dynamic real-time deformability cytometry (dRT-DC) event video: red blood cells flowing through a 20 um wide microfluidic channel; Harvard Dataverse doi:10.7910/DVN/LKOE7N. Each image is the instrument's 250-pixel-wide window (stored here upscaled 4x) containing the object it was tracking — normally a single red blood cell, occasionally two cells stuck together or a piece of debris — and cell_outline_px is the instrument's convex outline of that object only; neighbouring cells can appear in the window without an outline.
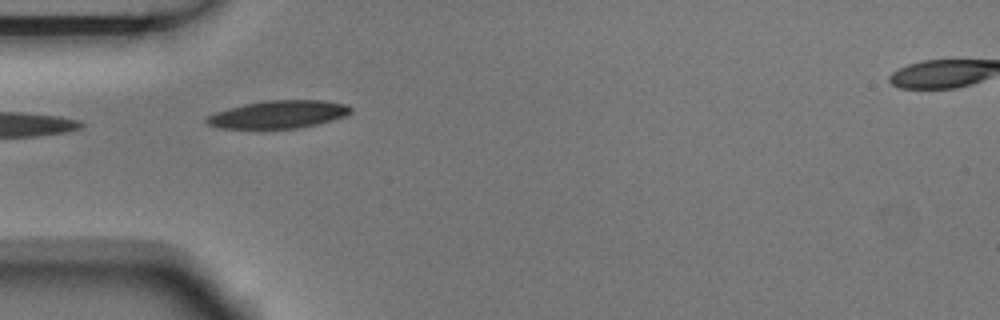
{"species": "Egyptian fruit bat (a non-hibernating species)", "species_latin": "Rousettus aegyptiacus", "temperature_condition": "room temperature", "stored_images_in_passage": 9, "camera_frame_rate_fps": 3000, "um_per_image_px": 0.085, "animal": {"sex": "male"}, "frame": {"image": 1, "passage_image": 3, "time_ms": 0.667, "image_size_px": [1000, 320], "cell_outline_px": [[352, 112], [344, 116], [332, 120], [316, 124], [296, 128], [220, 128], [208, 124], [204, 120], [208, 116], [216, 112], [228, 108], [244, 104], [264, 100], [324, 100], [344, 104], [352, 108]], "centroid_in_image_um": [23.66, 9.71], "position_along_channel_um": 61.3, "area_um2": 23.12}}
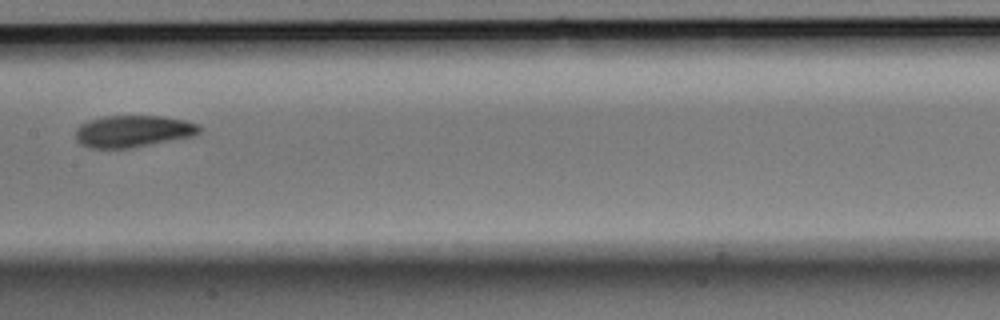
{"frame": {"image": 2, "passage_image": 6, "time_ms": 1.667, "image_size_px": [1000, 320], "cell_outline_px": [[200, 132], [196, 136], [128, 148], [88, 148], [80, 144], [76, 140], [76, 128], [80, 124], [88, 120], [104, 116], [164, 116], [184, 120], [196, 124], [200, 128]], "centroid_in_image_um": [11.28, 11.15], "position_along_channel_um": 196.1, "area_um2": 23.06}}
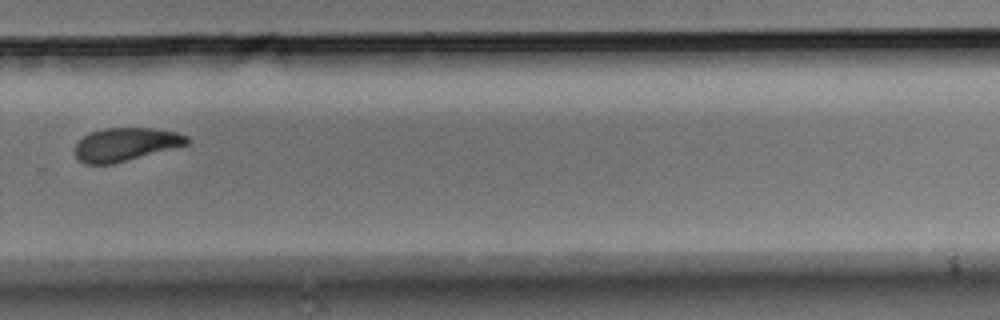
{"frame": {"image": 3, "passage_image": 9, "time_ms": 2.667, "image_size_px": [1000, 320], "cell_outline_px": [[188, 144], [112, 164], [84, 164], [76, 160], [72, 152], [72, 148], [84, 136], [92, 132], [104, 128], [152, 128], [176, 132], [188, 136]], "centroid_in_image_um": [10.6, 12.28], "position_along_channel_um": 319.2, "area_um2": 21.73}}